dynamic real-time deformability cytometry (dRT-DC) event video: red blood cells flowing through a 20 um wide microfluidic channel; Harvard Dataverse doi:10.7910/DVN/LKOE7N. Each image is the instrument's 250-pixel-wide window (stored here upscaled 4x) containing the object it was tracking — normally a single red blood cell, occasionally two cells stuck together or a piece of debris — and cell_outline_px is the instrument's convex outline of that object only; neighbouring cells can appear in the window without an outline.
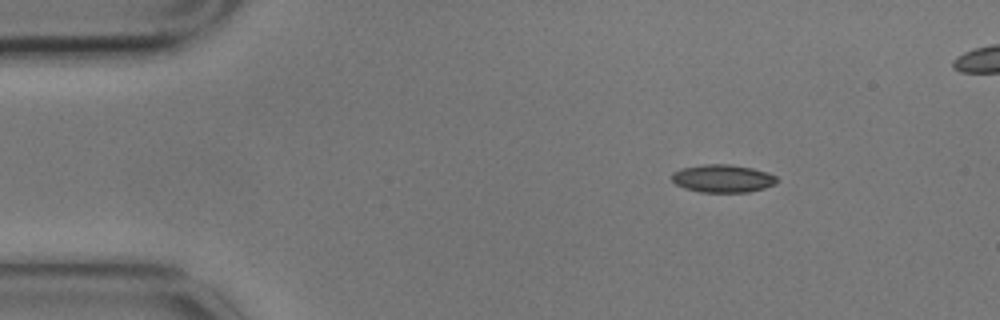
{"species": "common noctule bat (a hibernating species)", "species_latin": "Nyctalus noctula", "temperature_condition": "cold", "stored_images_in_passage": 7, "camera_frame_rate_fps": 3000, "um_per_image_px": 0.085, "animal": {"sex": "male", "body_mass_g": 17.9}, "frame": {"image": 1, "passage_image": 1, "time_ms": 0.0, "image_size_px": [1000, 320], "cell_outline_px": [[780, 180], [776, 184], [764, 188], [748, 192], [700, 192], [684, 188], [676, 184], [672, 180], [672, 172], [680, 168], [704, 164], [728, 164], [752, 168], [768, 172], [776, 176]], "centroid_in_image_um": [61.44, 15.17], "position_along_channel_um": 23.6, "area_um2": 17.22}}